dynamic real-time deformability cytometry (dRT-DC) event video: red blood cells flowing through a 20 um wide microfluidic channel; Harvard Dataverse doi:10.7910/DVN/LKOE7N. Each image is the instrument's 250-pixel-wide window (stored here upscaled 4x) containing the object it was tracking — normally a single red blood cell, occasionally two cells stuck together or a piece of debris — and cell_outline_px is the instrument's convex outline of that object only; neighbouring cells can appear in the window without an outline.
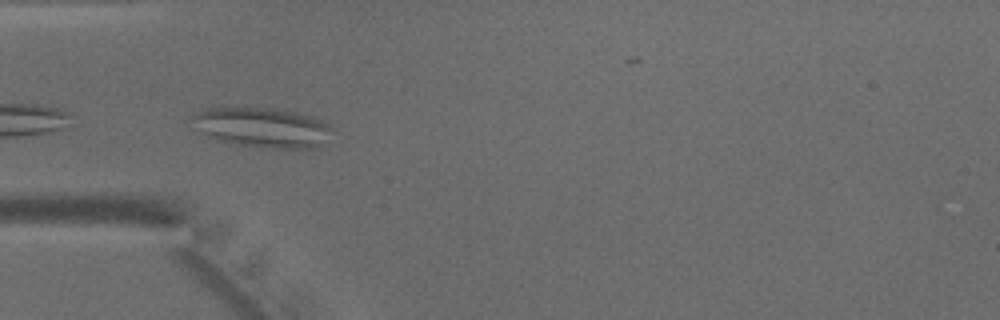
{"species": "common noctule bat (a hibernating species)", "species_latin": "Nyctalus noctula", "temperature_condition": "warm", "stored_images_in_passage": 6, "camera_frame_rate_fps": 3000, "um_per_image_px": 0.085, "animal": {"sex": "male", "body_mass_g": 15.6}, "frame": {"image": 1, "passage_image": 1, "time_ms": 0.0, "image_size_px": [1000, 320], "cell_outline_px": [[332, 144], [316, 148], [272, 148], [236, 144], [216, 140], [200, 132], [192, 116], [208, 108], [276, 108], [296, 112], [328, 120], [332, 128]], "centroid_in_image_um": [22.49, 10.85], "position_along_channel_um": 62.5, "area_um2": 33.0}}